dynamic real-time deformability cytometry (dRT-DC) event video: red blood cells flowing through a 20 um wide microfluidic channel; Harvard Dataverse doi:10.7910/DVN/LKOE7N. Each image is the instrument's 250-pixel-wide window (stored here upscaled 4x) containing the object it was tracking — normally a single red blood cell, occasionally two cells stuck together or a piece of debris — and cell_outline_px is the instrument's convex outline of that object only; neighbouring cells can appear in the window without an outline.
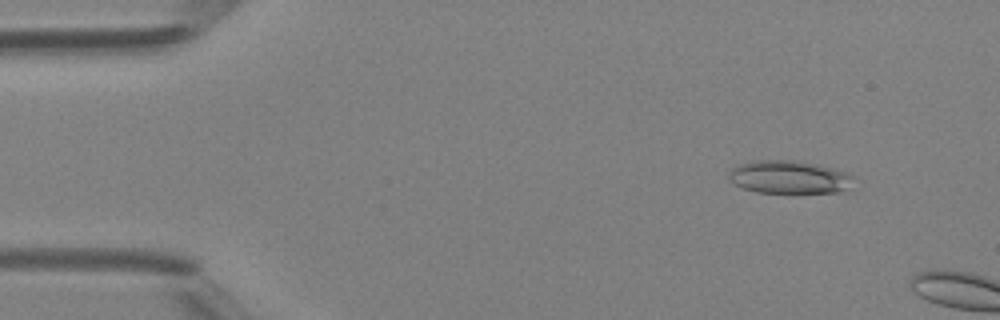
{"species": "Egyptian fruit bat (a non-hibernating species)", "species_latin": "Rousettus aegyptiacus", "temperature_condition": "room temperature", "stored_images_in_passage": 6, "camera_frame_rate_fps": 3000, "um_per_image_px": 0.085, "animal": {"sex": "female"}, "frame": {"image": 1, "passage_image": 3, "time_ms": 0.667, "image_size_px": [1000, 320], "cell_outline_px": [[856, 176], [848, 188], [840, 192], [792, 196], [756, 192], [744, 188], [728, 180], [728, 172], [732, 168], [740, 164], [756, 160], [792, 160], [820, 164]], "centroid_in_image_um": [67.1, 15.11], "position_along_channel_um": 17.9, "area_um2": 25.14}}